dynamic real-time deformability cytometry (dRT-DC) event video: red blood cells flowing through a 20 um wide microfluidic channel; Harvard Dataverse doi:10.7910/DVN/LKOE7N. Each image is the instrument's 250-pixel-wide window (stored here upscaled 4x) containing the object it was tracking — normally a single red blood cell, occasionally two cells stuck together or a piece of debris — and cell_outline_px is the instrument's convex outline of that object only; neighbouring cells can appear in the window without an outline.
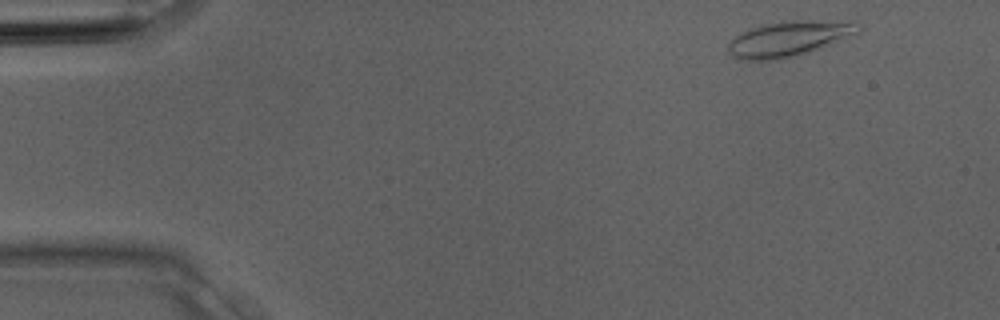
{"species": "Egyptian fruit bat (a non-hibernating species)", "species_latin": "Rousettus aegyptiacus", "temperature_condition": "room temperature", "stored_images_in_passage": 3, "camera_frame_rate_fps": 3000, "um_per_image_px": 0.085, "animal": {"sex": "male"}, "frame": {"image": 1, "passage_image": 1, "time_ms": 0.0, "image_size_px": [1000, 320], "cell_outline_px": [[860, 32], [820, 48], [796, 56], [776, 60], [740, 60], [732, 56], [728, 52], [728, 44], [740, 32], [752, 28], [780, 20], [856, 20], [860, 24]], "centroid_in_image_um": [67.1, 3.27], "position_along_channel_um": 17.9, "area_um2": 27.11}}